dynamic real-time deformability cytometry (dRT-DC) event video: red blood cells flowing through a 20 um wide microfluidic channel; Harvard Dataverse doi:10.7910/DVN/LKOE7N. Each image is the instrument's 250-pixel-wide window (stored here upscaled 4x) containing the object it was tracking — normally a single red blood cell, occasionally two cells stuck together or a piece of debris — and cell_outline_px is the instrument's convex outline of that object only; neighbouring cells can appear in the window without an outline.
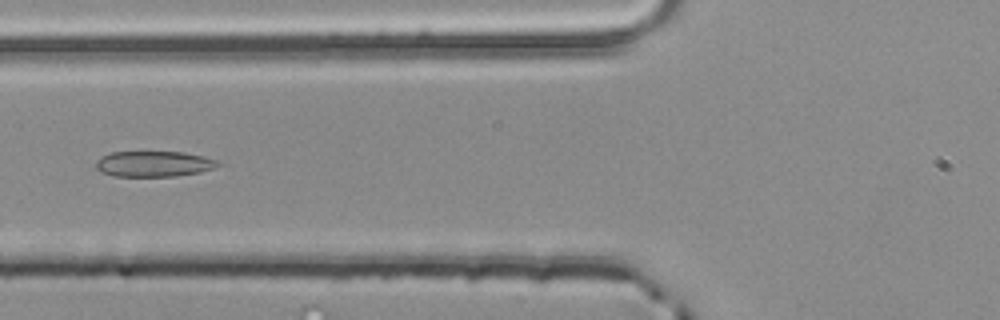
{"species": "common noctule bat (a hibernating species)", "species_latin": "Nyctalus noctula", "temperature_condition": "room temperature", "stored_images_in_passage": 44, "camera_frame_rate_fps": 3000, "um_per_image_px": 0.085, "animal": {"sex": "male", "body_mass_g": 20.4}, "frame": {"image": 1, "passage_image": 12, "time_ms": 3.667, "image_size_px": [1000, 320], "cell_outline_px": [[220, 164], [212, 168], [200, 172], [176, 176], [112, 176], [100, 172], [96, 168], [96, 160], [100, 156], [112, 152], [184, 152], [216, 160]], "centroid_in_image_um": [13.0, 13.93], "position_along_channel_um": 112.8, "area_um2": 18.15}}
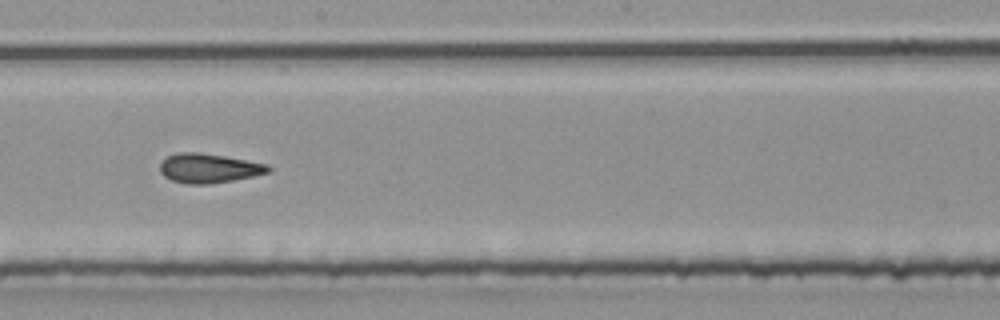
{"frame": {"image": 2, "passage_image": 21, "time_ms": 6.667, "image_size_px": [1000, 320], "cell_outline_px": [[272, 168], [268, 172], [252, 176], [232, 180], [208, 184], [188, 184], [172, 180], [164, 176], [160, 172], [160, 164], [168, 156], [180, 152], [200, 152], [224, 156], [268, 164]], "centroid_in_image_um": [17.74, 14.29], "position_along_channel_um": 230.5, "area_um2": 18.32}}
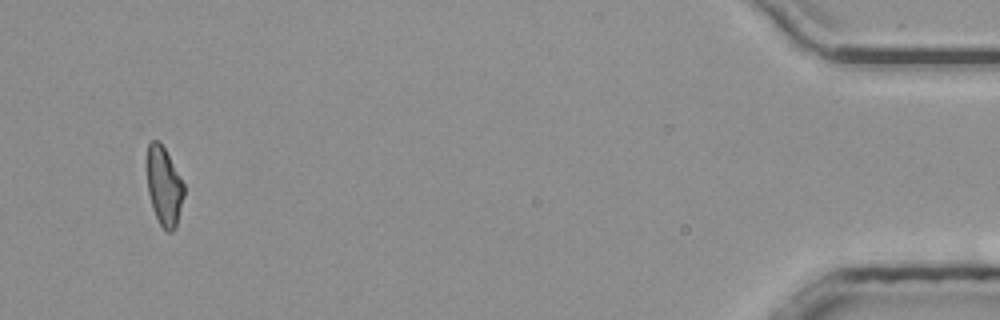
{"frame": {"image": 3, "passage_image": 42, "time_ms": 13.667, "image_size_px": [1000, 320], "cell_outline_px": [[184, 196], [176, 228], [172, 232], [164, 232], [152, 208], [148, 192], [148, 144], [152, 140], [156, 140], [164, 148], [180, 176], [184, 184]], "centroid_in_image_um": [13.96, 15.91], "position_along_channel_um": 421.2, "area_um2": 16.76}, "authors_computed_cell_mechanics": {"area_um2": 18.1781, "velocity_mm_per_s": 3.919, "shape_relaxation_time_tau1_ms": null, "shape_relaxation_time_tau2_ms": 2.2948, "deformation_change_tau1": null, "deformation_change_tau2": 0.1057}}